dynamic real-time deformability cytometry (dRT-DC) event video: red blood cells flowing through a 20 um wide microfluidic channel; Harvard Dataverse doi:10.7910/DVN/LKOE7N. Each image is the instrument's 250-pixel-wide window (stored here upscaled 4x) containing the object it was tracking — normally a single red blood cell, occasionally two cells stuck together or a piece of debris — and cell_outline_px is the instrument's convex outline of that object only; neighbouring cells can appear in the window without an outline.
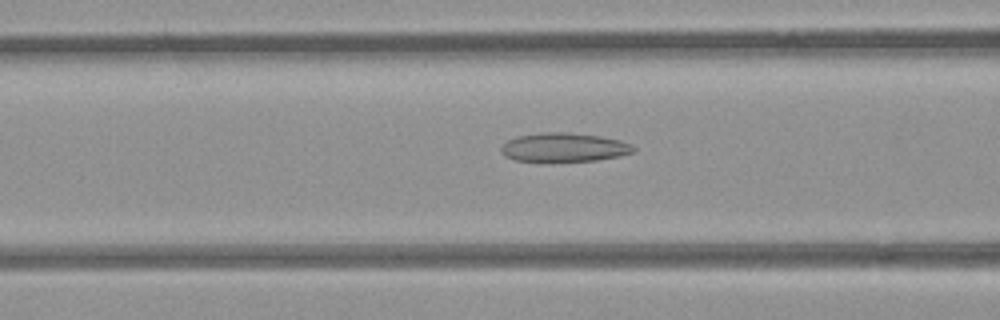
{"species": "common noctule bat (a hibernating species)", "species_latin": "Nyctalus noctula", "temperature_condition": "room temperature", "stored_images_in_passage": 14, "camera_frame_rate_fps": 3000, "um_per_image_px": 0.085, "animal": {"sex": "female", "body_mass_g": 21.9}, "frame": {"image": 1, "passage_image": 10, "time_ms": 3.0, "image_size_px": [1000, 320], "cell_outline_px": [[636, 148], [632, 152], [620, 156], [596, 160], [540, 164], [516, 160], [504, 156], [500, 152], [500, 148], [508, 140], [516, 136], [544, 132], [568, 132], [600, 136], [620, 140], [632, 144]], "centroid_in_image_um": [47.89, 12.56], "position_along_channel_um": 118.7, "area_um2": 23.12}}